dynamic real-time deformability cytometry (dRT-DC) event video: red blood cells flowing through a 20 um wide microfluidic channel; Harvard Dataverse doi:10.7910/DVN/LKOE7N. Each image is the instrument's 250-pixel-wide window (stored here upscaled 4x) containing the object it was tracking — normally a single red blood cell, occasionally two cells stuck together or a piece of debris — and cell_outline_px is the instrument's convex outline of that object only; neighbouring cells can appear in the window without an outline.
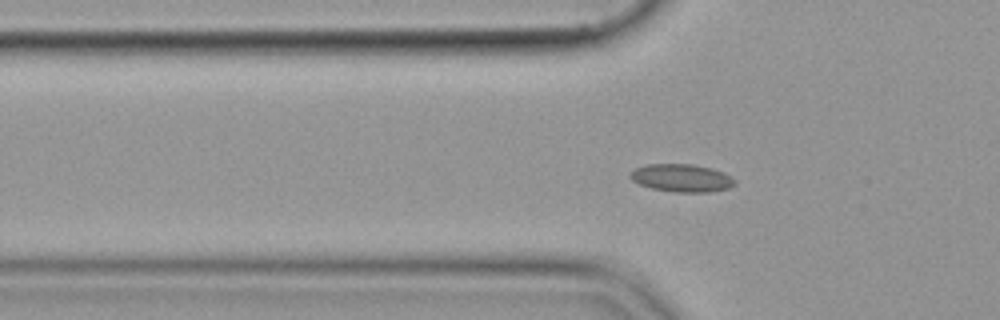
{"species": "common noctule bat (a hibernating species)", "species_latin": "Nyctalus noctula", "temperature_condition": "cold", "stored_images_in_passage": 57, "camera_frame_rate_fps": 3000, "um_per_image_px": 0.085, "animal": {"sex": "female", "body_mass_g": 19.9}, "frame": {"image": 1, "passage_image": 19, "time_ms": 6.0, "image_size_px": [1000, 320], "cell_outline_px": [[736, 184], [728, 188], [708, 192], [676, 192], [652, 188], [640, 184], [632, 180], [628, 176], [636, 168], [648, 164], [692, 164], [712, 168], [724, 172], [736, 180]], "centroid_in_image_um": [57.97, 15.12], "position_along_channel_um": 67.8, "area_um2": 16.88}}
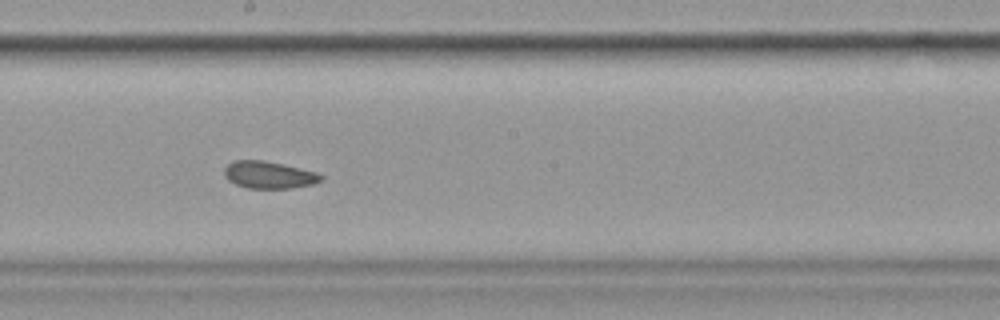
{"frame": {"image": 2, "passage_image": 32, "time_ms": 10.333, "image_size_px": [1000, 320], "cell_outline_px": [[324, 180], [312, 184], [292, 188], [248, 188], [236, 184], [228, 180], [224, 176], [224, 168], [232, 160], [264, 160], [284, 164], [316, 172], [324, 176]], "centroid_in_image_um": [22.86, 14.86], "position_along_channel_um": 225.3, "area_um2": 15.43}}
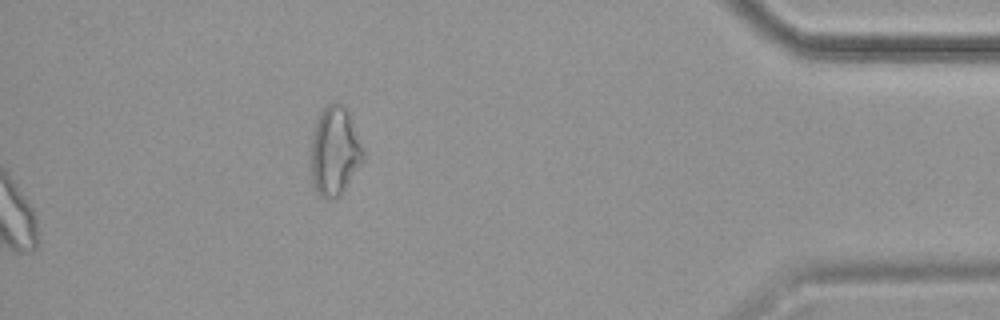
{"frame": {"image": 3, "passage_image": 57, "time_ms": 18.667, "image_size_px": [1000, 320], "cell_outline_px": [[364, 160], [340, 196], [332, 200], [320, 196], [316, 192], [312, 180], [312, 136], [316, 116], [328, 104], [344, 104], [348, 112], [364, 148]], "centroid_in_image_um": [28.46, 12.86], "position_along_channel_um": 406.7, "area_um2": 27.11}}